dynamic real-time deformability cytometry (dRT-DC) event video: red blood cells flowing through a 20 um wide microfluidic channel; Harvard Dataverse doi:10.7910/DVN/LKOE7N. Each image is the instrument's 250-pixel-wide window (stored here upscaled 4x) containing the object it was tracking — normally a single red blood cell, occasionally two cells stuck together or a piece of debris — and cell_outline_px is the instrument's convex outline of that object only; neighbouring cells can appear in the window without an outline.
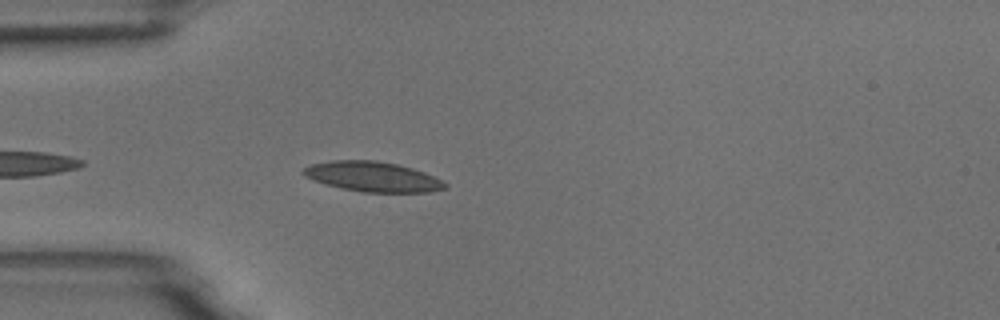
{"species": "common noctule bat (a hibernating species)", "species_latin": "Nyctalus noctula", "temperature_condition": "room temperature", "stored_images_in_passage": 3, "camera_frame_rate_fps": 3000, "um_per_image_px": 0.085, "animal": {"sex": "male", "body_mass_g": 18.8}, "frame": {"image": 1, "passage_image": 3, "time_ms": 2.333, "image_size_px": [1000, 320], "cell_outline_px": [[448, 188], [428, 192], [364, 192], [340, 188], [324, 184], [312, 180], [304, 176], [300, 172], [304, 168], [312, 164], [332, 160], [376, 160], [396, 164], [412, 168], [424, 172], [448, 184]], "centroid_in_image_um": [31.64, 15.02], "position_along_channel_um": 53.4, "area_um2": 24.8}}